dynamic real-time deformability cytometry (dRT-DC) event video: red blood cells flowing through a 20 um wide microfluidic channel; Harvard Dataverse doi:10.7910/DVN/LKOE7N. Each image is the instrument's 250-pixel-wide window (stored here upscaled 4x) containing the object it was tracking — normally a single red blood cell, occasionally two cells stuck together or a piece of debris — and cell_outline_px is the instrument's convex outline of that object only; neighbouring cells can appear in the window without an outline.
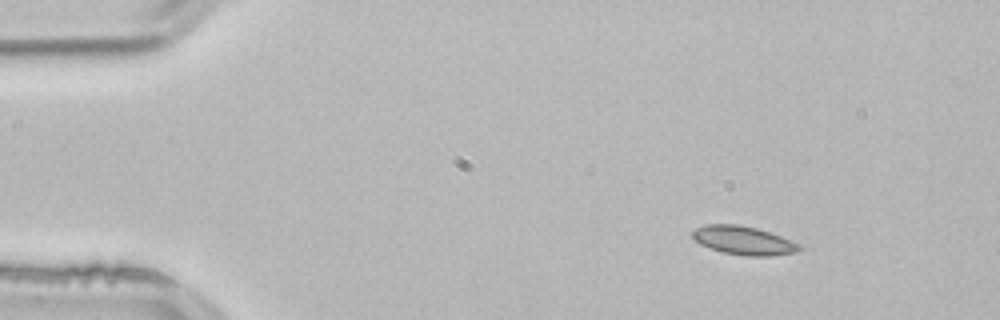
{"species": "common noctule bat (a hibernating species)", "species_latin": "Nyctalus noctula", "temperature_condition": "room temperature", "stored_images_in_passage": 3, "camera_frame_rate_fps": 3000, "um_per_image_px": 0.085, "animal": {"sex": "male", "body_mass_g": 21.5, "forearm_length_mm": 52.0}, "frame": {"image": 1, "passage_image": 1, "time_ms": 0.0, "image_size_px": [1000, 320], "cell_outline_px": [[804, 248], [796, 252], [772, 256], [744, 256], [724, 252], [700, 244], [692, 236], [692, 232], [696, 228], [708, 224], [740, 224], [756, 228], [780, 236], [800, 244]], "centroid_in_image_um": [63.23, 20.44], "position_along_channel_um": 21.8, "area_um2": 17.69}}
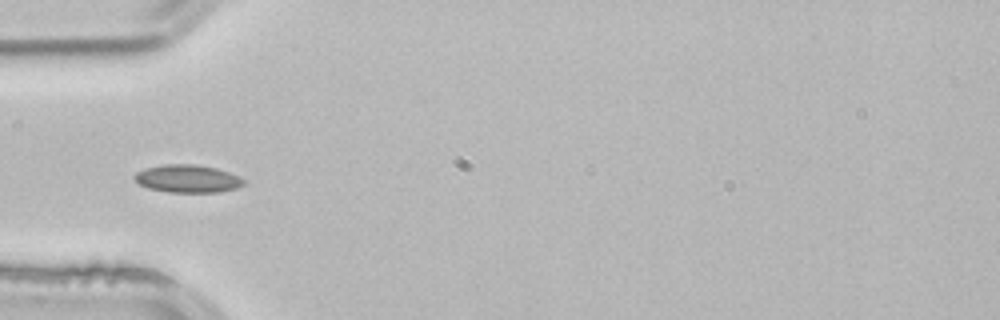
{"frame": {"image": 2, "passage_image": 3, "time_ms": 0.667, "image_size_px": [1000, 320], "cell_outline_px": [[244, 184], [236, 188], [220, 192], [168, 192], [148, 188], [140, 184], [132, 176], [136, 172], [144, 168], [164, 164], [192, 164], [216, 168], [228, 172], [244, 180]], "centroid_in_image_um": [15.9, 15.18], "position_along_channel_um": 69.1, "area_um2": 17.57}}